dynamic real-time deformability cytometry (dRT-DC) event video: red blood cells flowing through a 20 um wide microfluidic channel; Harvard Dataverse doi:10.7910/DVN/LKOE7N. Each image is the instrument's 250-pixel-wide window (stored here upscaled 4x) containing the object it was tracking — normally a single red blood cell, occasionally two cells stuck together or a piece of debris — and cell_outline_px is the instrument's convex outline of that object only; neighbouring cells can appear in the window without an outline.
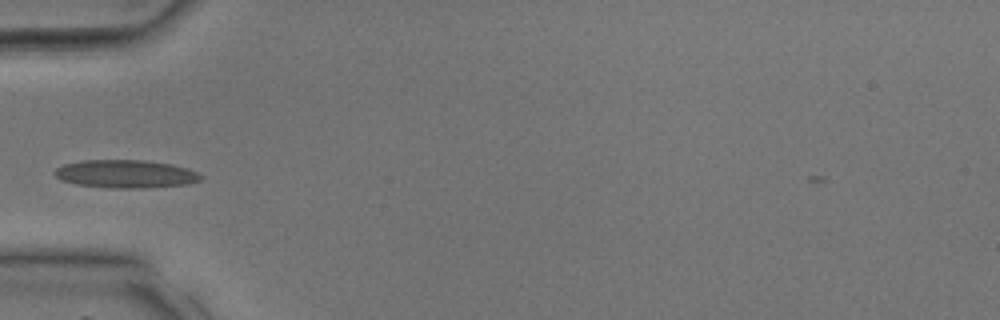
{"species": "common noctule bat (a hibernating species)", "species_latin": "Nyctalus noctula", "temperature_condition": "room temperature", "stored_images_in_passage": 26, "camera_frame_rate_fps": 3000, "um_per_image_px": 0.085, "animal": {"sex": "male", "body_mass_g": 17.9, "forearm_length_mm": 54.2}, "frame": {"image": 1, "passage_image": 1, "time_ms": 0.0, "image_size_px": [1000, 320], "cell_outline_px": [[204, 176], [200, 180], [188, 184], [140, 188], [112, 188], [76, 184], [60, 180], [52, 172], [56, 168], [64, 164], [84, 160], [144, 160], [172, 164], [188, 168]], "centroid_in_image_um": [10.67, 14.78], "position_along_channel_um": 74.3, "area_um2": 23.93}}
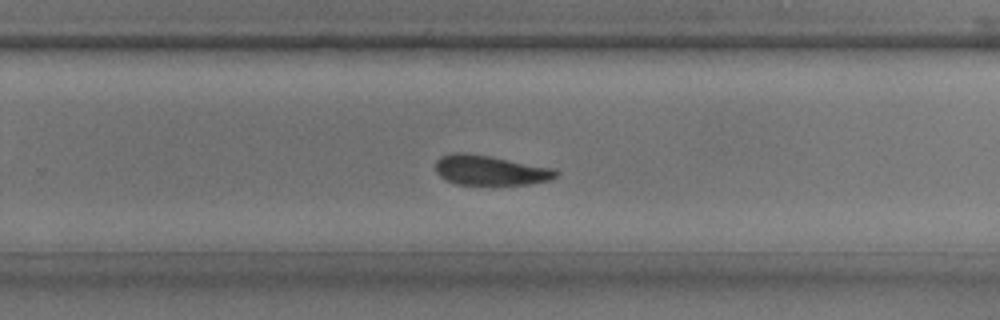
{"frame": {"image": 2, "passage_image": 13, "time_ms": 4.0, "image_size_px": [1000, 320], "cell_outline_px": [[560, 172], [552, 180], [528, 184], [456, 184], [440, 176], [436, 172], [436, 160], [440, 156], [452, 152], [464, 152], [488, 156], [556, 168]], "centroid_in_image_um": [41.69, 14.46], "position_along_channel_um": 288.1, "area_um2": 20.98}}
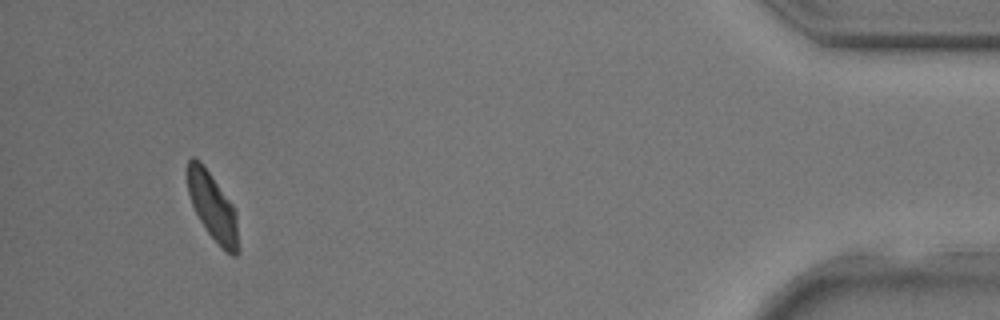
{"frame": {"image": 3, "passage_image": 24, "time_ms": 7.667, "image_size_px": [1000, 320], "cell_outline_px": [[240, 252], [236, 256], [232, 256], [208, 232], [200, 220], [192, 204], [188, 192], [184, 172], [188, 160], [192, 156], [200, 160], [232, 204], [236, 212], [240, 248]], "centroid_in_image_um": [18.06, 17.53], "position_along_channel_um": 417.1, "area_um2": 20.11}}